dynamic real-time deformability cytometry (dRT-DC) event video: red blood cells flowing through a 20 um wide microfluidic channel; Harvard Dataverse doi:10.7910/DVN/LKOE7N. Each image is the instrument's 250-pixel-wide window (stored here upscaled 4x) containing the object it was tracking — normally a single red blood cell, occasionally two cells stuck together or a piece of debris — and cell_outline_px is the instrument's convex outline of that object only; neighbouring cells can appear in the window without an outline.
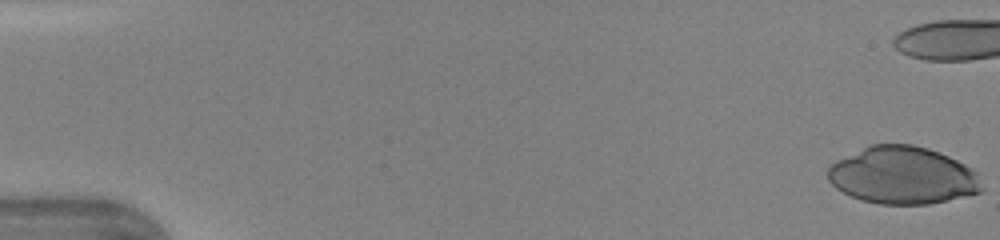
{"species": "human", "species_latin": "Homo sapiens", "temperature_condition": "warm", "stored_images_in_passage": 38, "camera_frame_rate_fps": 3000, "um_per_image_px": 0.085, "donor": {"sex": "female"}, "frame": {"image": 1, "passage_image": 1, "time_ms": 0.0, "image_size_px": [1000, 240], "cell_outline_px": [[984, 188], [980, 192], [928, 204], [880, 204], [860, 200], [836, 188], [828, 180], [828, 168], [836, 160], [872, 144], [912, 144], [928, 148], [940, 152], [972, 168], [976, 172]], "centroid_in_image_um": [76.73, 14.91], "position_along_channel_um": 8.3, "area_um2": 51.27}}